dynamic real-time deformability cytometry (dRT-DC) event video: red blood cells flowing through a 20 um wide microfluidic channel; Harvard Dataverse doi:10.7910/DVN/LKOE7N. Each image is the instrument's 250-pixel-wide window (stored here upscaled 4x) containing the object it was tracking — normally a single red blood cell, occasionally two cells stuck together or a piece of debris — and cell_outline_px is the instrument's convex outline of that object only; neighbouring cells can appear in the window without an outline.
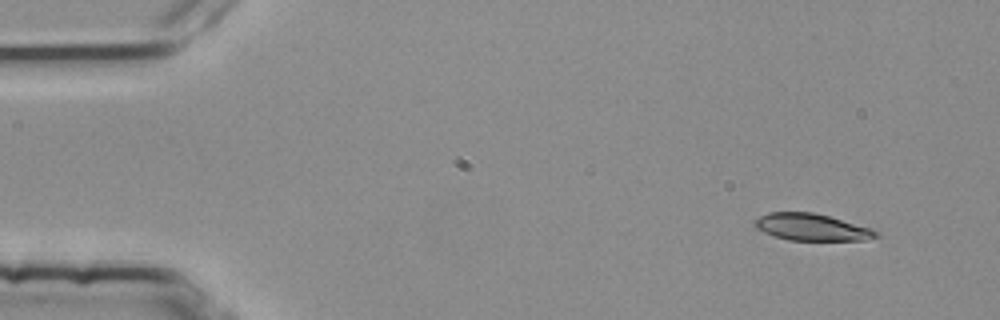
{"species": "common noctule bat (a hibernating species)", "species_latin": "Nyctalus noctula", "temperature_condition": "room temperature", "stored_images_in_passage": 4, "camera_frame_rate_fps": 3000, "um_per_image_px": 0.085, "animal": {"sex": "female", "body_mass_g": 25.1}, "frame": {"image": 1, "passage_image": 1, "time_ms": 0.0, "image_size_px": [1000, 320], "cell_outline_px": [[880, 236], [864, 240], [788, 240], [764, 232], [756, 228], [752, 220], [768, 212], [812, 212], [828, 216], [872, 228]], "centroid_in_image_um": [68.96, 19.3], "position_along_channel_um": 16.0, "area_um2": 18.9}}
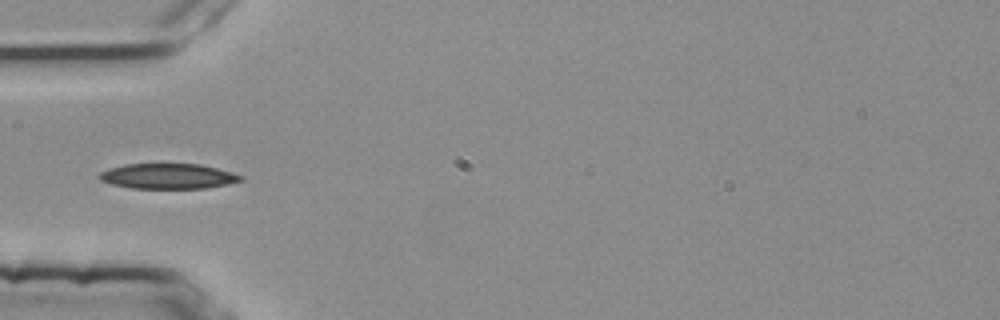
{"frame": {"image": 2, "passage_image": 4, "time_ms": 1.0, "image_size_px": [1000, 320], "cell_outline_px": [[244, 180], [204, 188], [132, 188], [112, 184], [100, 180], [96, 176], [100, 172], [108, 168], [124, 164], [200, 164], [216, 168], [244, 176]], "centroid_in_image_um": [14.23, 14.97], "position_along_channel_um": 70.8, "area_um2": 20.69}}